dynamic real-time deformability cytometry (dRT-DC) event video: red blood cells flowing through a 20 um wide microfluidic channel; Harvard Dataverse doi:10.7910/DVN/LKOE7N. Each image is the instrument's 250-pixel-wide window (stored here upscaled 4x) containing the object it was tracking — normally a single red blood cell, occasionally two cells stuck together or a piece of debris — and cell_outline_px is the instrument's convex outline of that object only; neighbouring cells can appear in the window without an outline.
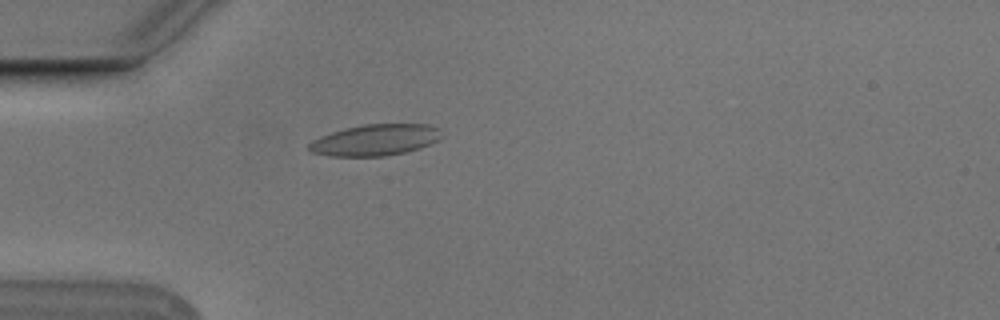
{"species": "Egyptian fruit bat (a non-hibernating species)", "species_latin": "Rousettus aegyptiacus", "temperature_condition": "cold", "stored_images_in_passage": 47, "camera_frame_rate_fps": 3000, "um_per_image_px": 0.085, "animal": {"sex": "male"}, "frame": {"image": 1, "passage_image": 7, "time_ms": 2.0, "image_size_px": [1000, 320], "cell_outline_px": [[440, 136], [436, 140], [420, 148], [404, 152], [384, 156], [328, 156], [312, 152], [308, 148], [308, 144], [312, 140], [320, 136], [332, 132], [364, 124], [428, 124], [440, 128]], "centroid_in_image_um": [31.87, 11.9], "position_along_channel_um": 53.1, "area_um2": 23.93}}
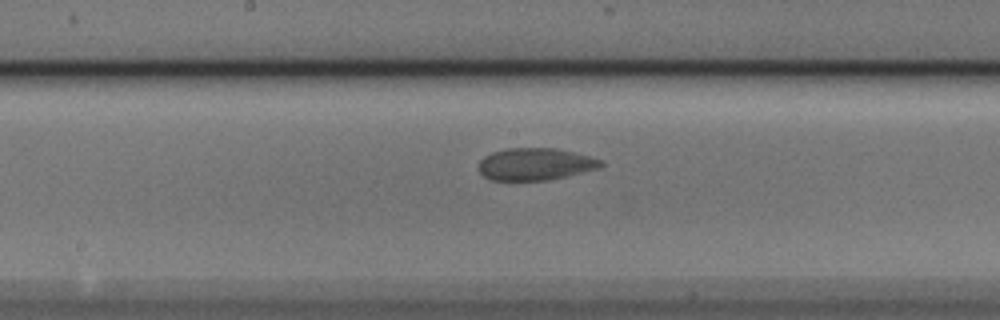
{"frame": {"image": 2, "passage_image": 20, "time_ms": 6.333, "image_size_px": [1000, 320], "cell_outline_px": [[604, 164], [600, 168], [548, 180], [492, 180], [484, 176], [480, 172], [480, 160], [484, 156], [492, 152], [504, 148], [556, 148], [604, 160]], "centroid_in_image_um": [45.51, 13.94], "position_along_channel_um": 202.7, "area_um2": 22.83}}
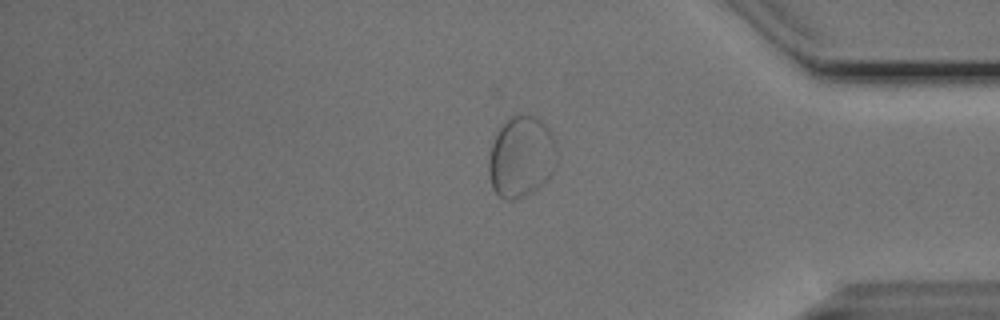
{"frame": {"image": 3, "passage_image": 37, "time_ms": 12.0, "image_size_px": [1000, 320], "cell_outline_px": [[556, 160], [552, 172], [548, 180], [532, 192], [524, 196], [512, 200], [504, 200], [492, 188], [488, 172], [488, 156], [492, 144], [500, 128], [516, 112], [532, 116], [540, 120], [548, 128], [556, 144]], "centroid_in_image_um": [44.3, 13.34], "position_along_channel_um": 390.9, "area_um2": 32.25}}